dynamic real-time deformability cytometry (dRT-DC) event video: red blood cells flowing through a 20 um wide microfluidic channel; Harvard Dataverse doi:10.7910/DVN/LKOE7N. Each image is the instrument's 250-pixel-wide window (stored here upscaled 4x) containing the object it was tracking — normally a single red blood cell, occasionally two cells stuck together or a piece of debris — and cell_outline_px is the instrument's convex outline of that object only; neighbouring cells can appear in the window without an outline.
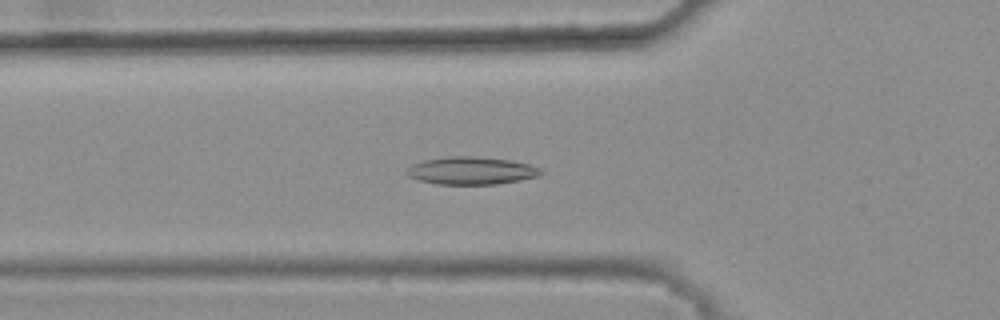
{"species": "common noctule bat (a hibernating species)", "species_latin": "Nyctalus noctula", "temperature_condition": "warm", "stored_images_in_passage": 29, "camera_frame_rate_fps": 3000, "um_per_image_px": 0.085, "animal": {"sex": "female", "body_mass_g": 25.1}, "frame": {"image": 1, "passage_image": 5, "time_ms": 1.333, "image_size_px": [1000, 320], "cell_outline_px": [[544, 172], [540, 176], [520, 180], [496, 184], [436, 184], [416, 180], [408, 176], [404, 172], [412, 164], [424, 160], [448, 156], [472, 156], [512, 160], [528, 164], [540, 168]], "centroid_in_image_um": [40.05, 14.51], "position_along_channel_um": 85.8, "area_um2": 21.79}}
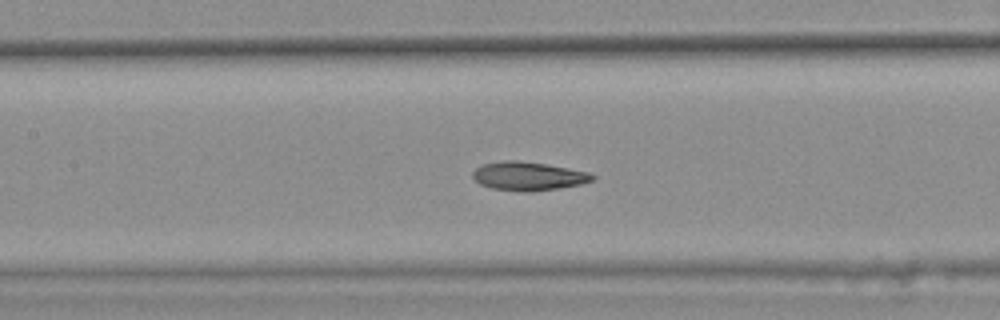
{"frame": {"image": 2, "passage_image": 11, "time_ms": 3.333, "image_size_px": [1000, 320], "cell_outline_px": [[596, 176], [592, 180], [580, 184], [532, 192], [520, 192], [492, 188], [480, 184], [472, 176], [472, 172], [476, 168], [484, 164], [504, 160], [516, 160], [544, 164], [588, 172]], "centroid_in_image_um": [44.87, 14.98], "position_along_channel_um": 162.5, "area_um2": 19.71}}
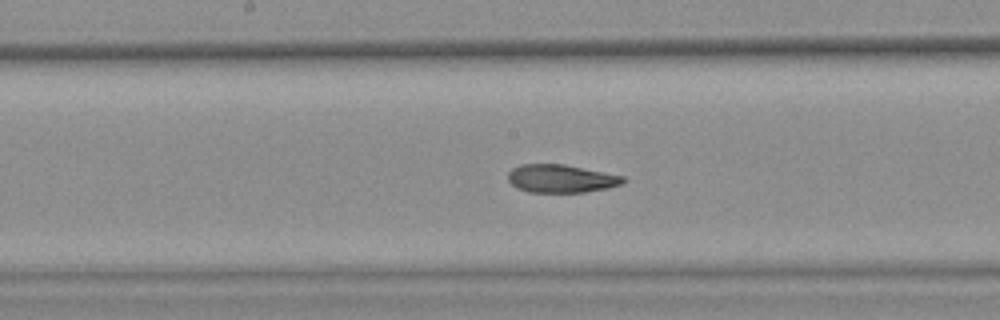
{"frame": {"image": 3, "passage_image": 14, "time_ms": 4.333, "image_size_px": [1000, 320], "cell_outline_px": [[628, 180], [620, 184], [608, 188], [584, 192], [528, 192], [516, 188], [508, 180], [508, 172], [512, 168], [520, 164], [564, 164], [624, 176]], "centroid_in_image_um": [47.68, 15.18], "position_along_channel_um": 200.5, "area_um2": 18.9}, "authors_computed_cell_mechanics": {"area_um2": 19.2474, "velocity_mm_per_s": 3.8233, "shape_relaxation_time_tau1_ms": 11.2591, "shape_relaxation_time_tau2_ms": 2.5939, "deformation_change_tau1": 0.2427, "deformation_change_tau2": 0.082}}